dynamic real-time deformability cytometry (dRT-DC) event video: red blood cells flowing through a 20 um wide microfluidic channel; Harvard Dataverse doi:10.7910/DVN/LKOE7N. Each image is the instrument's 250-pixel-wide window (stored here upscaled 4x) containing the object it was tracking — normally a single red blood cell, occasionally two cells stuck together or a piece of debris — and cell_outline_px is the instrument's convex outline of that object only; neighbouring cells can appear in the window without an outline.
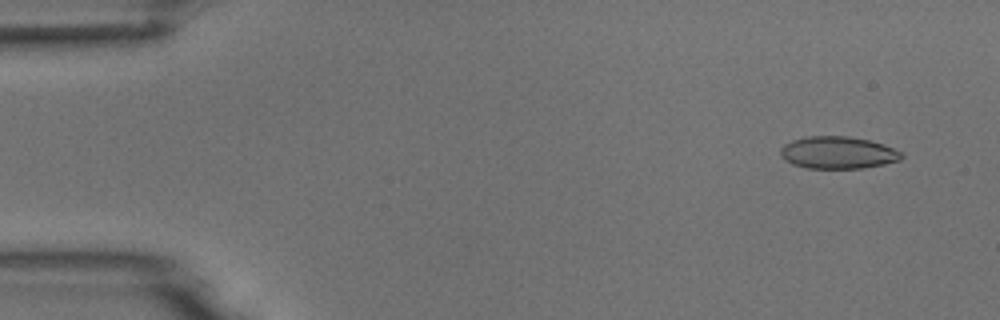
{"species": "common noctule bat (a hibernating species)", "species_latin": "Nyctalus noctula", "temperature_condition": "room temperature", "stored_images_in_passage": 4, "camera_frame_rate_fps": 3000, "um_per_image_px": 0.085, "animal": {"sex": "male", "body_mass_g": 18.8}, "frame": {"image": 1, "passage_image": 1, "time_ms": 0.0, "image_size_px": [1000, 320], "cell_outline_px": [[904, 156], [900, 160], [884, 164], [864, 168], [804, 168], [792, 164], [784, 160], [780, 156], [780, 148], [784, 144], [792, 140], [808, 136], [848, 136], [868, 140], [884, 144], [904, 152]], "centroid_in_image_um": [71.22, 12.97], "position_along_channel_um": 13.8, "area_um2": 23.0}}
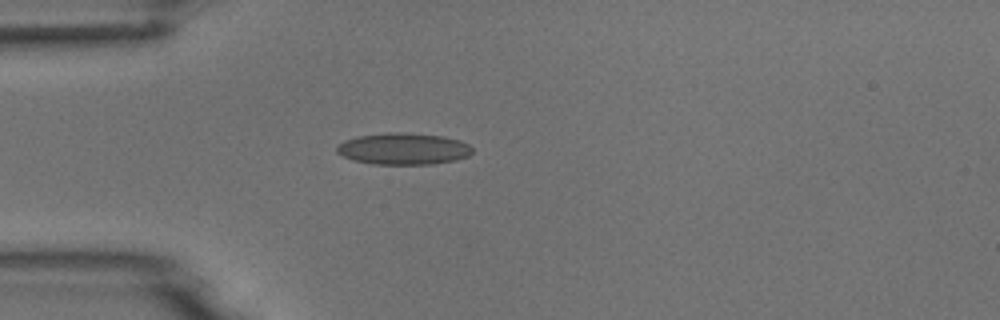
{"frame": {"image": 2, "passage_image": 4, "time_ms": 3.667, "image_size_px": [1000, 320], "cell_outline_px": [[472, 152], [468, 156], [456, 160], [432, 164], [372, 164], [352, 160], [336, 152], [336, 148], [344, 140], [356, 136], [388, 132], [404, 132], [444, 136], [460, 140], [468, 144], [472, 148]], "centroid_in_image_um": [34.29, 12.64], "position_along_channel_um": 50.7, "area_um2": 25.14}}